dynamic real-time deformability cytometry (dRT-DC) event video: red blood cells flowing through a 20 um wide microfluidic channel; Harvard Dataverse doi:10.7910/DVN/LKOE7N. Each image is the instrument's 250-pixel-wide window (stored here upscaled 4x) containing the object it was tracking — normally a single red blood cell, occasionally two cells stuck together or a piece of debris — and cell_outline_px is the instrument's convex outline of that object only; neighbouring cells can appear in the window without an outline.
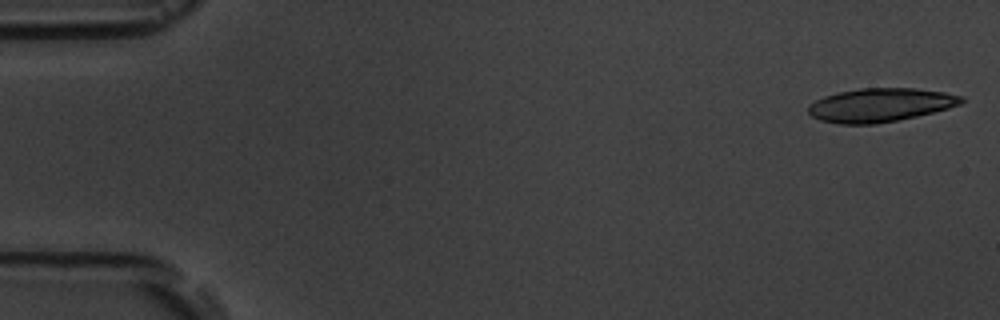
{"species": "common noctule bat (a hibernating species)", "species_latin": "Nyctalus noctula", "temperature_condition": "room temperature", "stored_images_in_passage": 14, "camera_frame_rate_fps": 3000, "um_per_image_px": 0.085, "animal": {"sex": "male", "body_mass_g": 19.5, "forearm_length_mm": 54.6}, "frame": {"image": 1, "passage_image": 1, "time_ms": 0.0, "image_size_px": [1000, 320], "cell_outline_px": [[964, 100], [960, 104], [948, 108], [916, 116], [896, 120], [872, 124], [840, 124], [820, 120], [812, 116], [808, 112], [808, 104], [824, 96], [840, 92], [860, 88], [916, 88], [944, 92], [964, 96]], "centroid_in_image_um": [74.81, 8.92], "position_along_channel_um": 10.2, "area_um2": 29.82}}
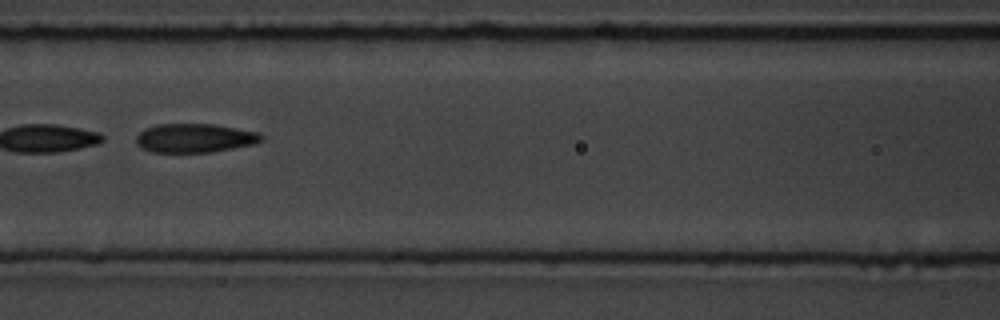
{"frame": {"image": 2, "passage_image": 7, "time_ms": 7.667, "image_size_px": [1000, 320], "cell_outline_px": [[264, 140], [256, 144], [212, 152], [152, 152], [136, 144], [136, 136], [144, 128], [156, 124], [212, 124], [256, 132], [264, 136]], "centroid_in_image_um": [16.55, 11.74], "position_along_channel_um": 150.0, "area_um2": 21.1}, "authors_computed_cell_mechanics": {"area_um2": 26.0678, "velocity_mm_per_s": 3.6573, "shape_relaxation_time_tau1_ms": 5.2345, "shape_relaxation_time_tau2_ms": 1.7929, "deformation_change_tau1": 0.1391, "deformation_change_tau2": 0.0732}}